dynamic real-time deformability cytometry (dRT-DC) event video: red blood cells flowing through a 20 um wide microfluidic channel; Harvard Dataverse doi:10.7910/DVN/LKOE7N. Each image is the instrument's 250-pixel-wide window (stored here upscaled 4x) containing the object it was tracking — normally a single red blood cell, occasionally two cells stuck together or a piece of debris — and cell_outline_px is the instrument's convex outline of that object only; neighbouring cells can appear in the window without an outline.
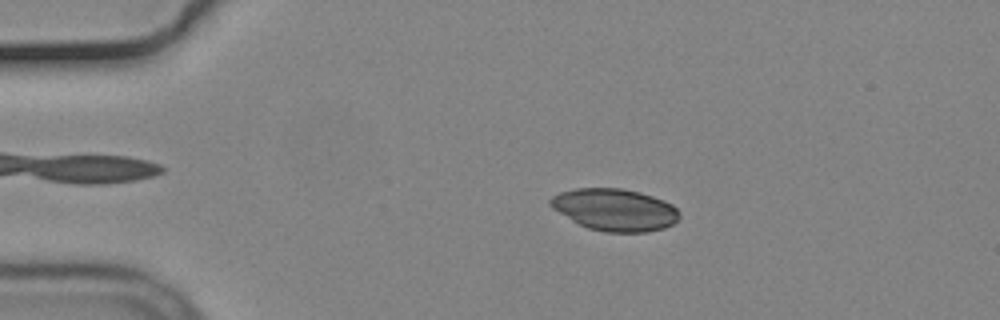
{"species": "common noctule bat (a hibernating species)", "species_latin": "Nyctalus noctula", "temperature_condition": "cold", "stored_images_in_passage": 54, "camera_frame_rate_fps": 3000, "um_per_image_px": 0.085, "animal": {"sex": "male", "body_mass_g": 19.2, "forearm_length_mm": 51.8}, "frame": {"image": 1, "passage_image": 10, "time_ms": 3.0, "image_size_px": [1000, 320], "cell_outline_px": [[680, 216], [672, 224], [664, 228], [648, 232], [604, 232], [588, 228], [572, 220], [552, 208], [548, 204], [548, 200], [552, 196], [560, 192], [576, 188], [624, 188], [640, 192], [664, 200], [672, 204], [680, 212]], "centroid_in_image_um": [52.26, 17.82], "position_along_channel_um": 32.7, "area_um2": 31.73}}
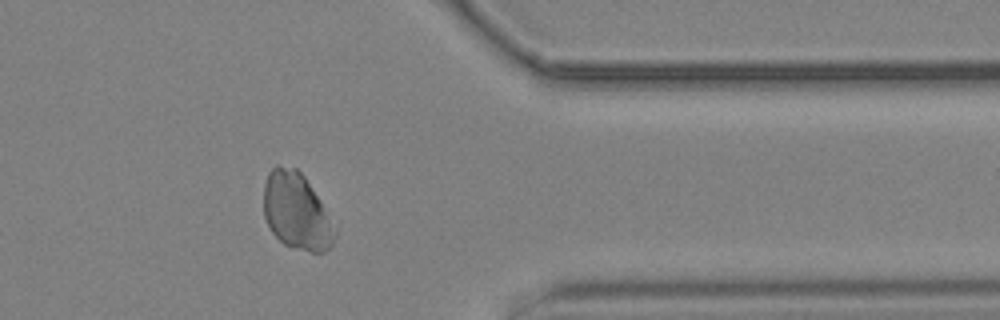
{"frame": {"image": 2, "passage_image": 44, "time_ms": 14.333, "image_size_px": [1000, 320], "cell_outline_px": [[336, 236], [332, 248], [324, 252], [312, 252], [284, 244], [272, 232], [264, 216], [264, 184], [268, 172], [276, 164], [296, 168], [304, 176], [316, 196], [336, 232]], "centroid_in_image_um": [25.17, 17.96], "position_along_channel_um": 386.2, "area_um2": 31.21}}